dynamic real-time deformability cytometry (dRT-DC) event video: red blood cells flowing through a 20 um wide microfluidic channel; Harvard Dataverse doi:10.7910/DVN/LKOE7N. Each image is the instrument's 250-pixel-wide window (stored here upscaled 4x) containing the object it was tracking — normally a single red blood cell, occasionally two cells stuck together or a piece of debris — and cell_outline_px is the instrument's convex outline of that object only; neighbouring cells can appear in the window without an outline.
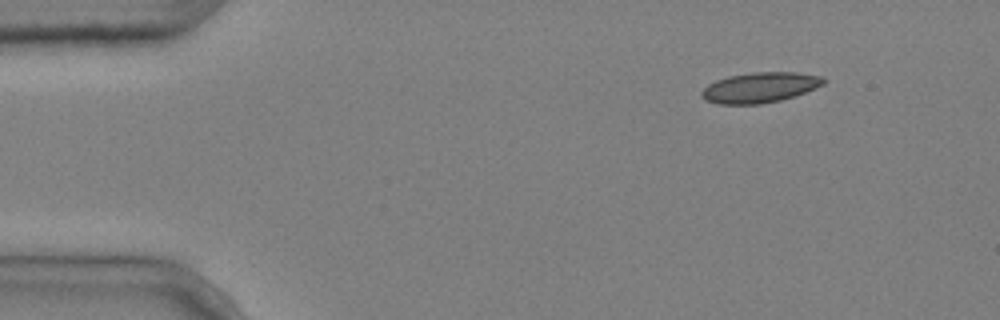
{"species": "common noctule bat (a hibernating species)", "species_latin": "Nyctalus noctula", "temperature_condition": "cold", "stored_images_in_passage": 3, "segment_of_instrument_passage": [1, 2], "camera_frame_rate_fps": 3000, "um_per_image_px": 0.085, "animal": {"sex": "male", "body_mass_g": 20.4}, "frame": {"image": 1, "passage_image": 1, "time_ms": 0.0, "image_size_px": [1000, 320], "cell_outline_px": [[824, 84], [816, 88], [780, 100], [760, 104], [716, 104], [704, 100], [700, 96], [700, 92], [708, 84], [716, 80], [728, 76], [752, 72], [796, 72], [820, 76], [824, 80]], "centroid_in_image_um": [64.53, 7.44], "position_along_channel_um": 20.5, "area_um2": 21.5}}